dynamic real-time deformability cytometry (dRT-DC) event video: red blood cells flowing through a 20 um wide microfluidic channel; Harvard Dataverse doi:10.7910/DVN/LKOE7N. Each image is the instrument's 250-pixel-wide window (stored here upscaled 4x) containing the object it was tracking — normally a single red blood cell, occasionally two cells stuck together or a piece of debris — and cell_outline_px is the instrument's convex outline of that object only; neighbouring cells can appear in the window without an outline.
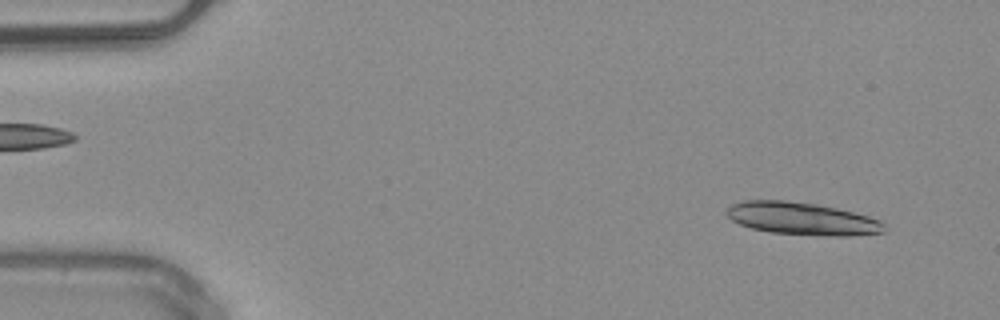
{"species": "common noctule bat (a hibernating species)", "species_latin": "Nyctalus noctula", "temperature_condition": "warm", "stored_images_in_passage": 20, "camera_frame_rate_fps": 3000, "um_per_image_px": 0.085, "animal": {"sex": "male", "body_mass_g": 20.4}, "frame": {"image": 1, "passage_image": 1, "time_ms": 0.0, "image_size_px": [1000, 320], "cell_outline_px": [[884, 232], [848, 236], [824, 236], [768, 232], [752, 228], [740, 224], [732, 220], [724, 212], [732, 204], [744, 200], [784, 200], [816, 204], [836, 208], [868, 216], [880, 220], [884, 224]], "centroid_in_image_um": [68.15, 18.58], "position_along_channel_um": 16.9, "area_um2": 29.82}}
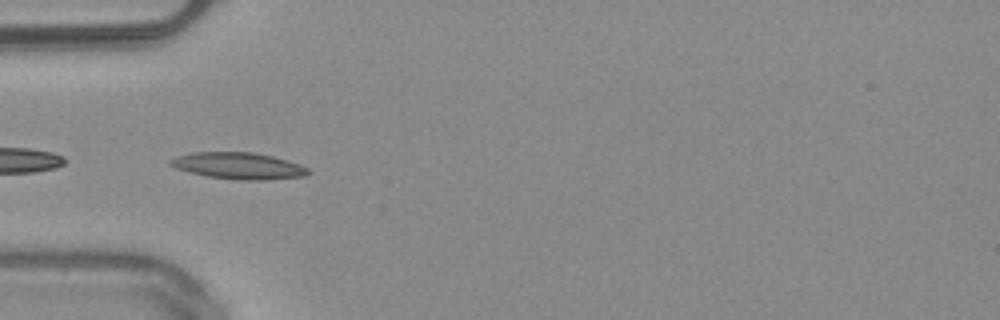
{"frame": {"image": 2, "passage_image": 13, "time_ms": 4.0, "image_size_px": [1000, 320], "cell_outline_px": [[312, 172], [308, 176], [264, 180], [240, 180], [208, 176], [176, 168], [168, 164], [168, 160], [176, 156], [192, 152], [252, 152], [272, 156], [288, 160], [300, 164], [308, 168]], "centroid_in_image_um": [20.32, 14.09], "position_along_channel_um": 64.7, "area_um2": 21.44}}